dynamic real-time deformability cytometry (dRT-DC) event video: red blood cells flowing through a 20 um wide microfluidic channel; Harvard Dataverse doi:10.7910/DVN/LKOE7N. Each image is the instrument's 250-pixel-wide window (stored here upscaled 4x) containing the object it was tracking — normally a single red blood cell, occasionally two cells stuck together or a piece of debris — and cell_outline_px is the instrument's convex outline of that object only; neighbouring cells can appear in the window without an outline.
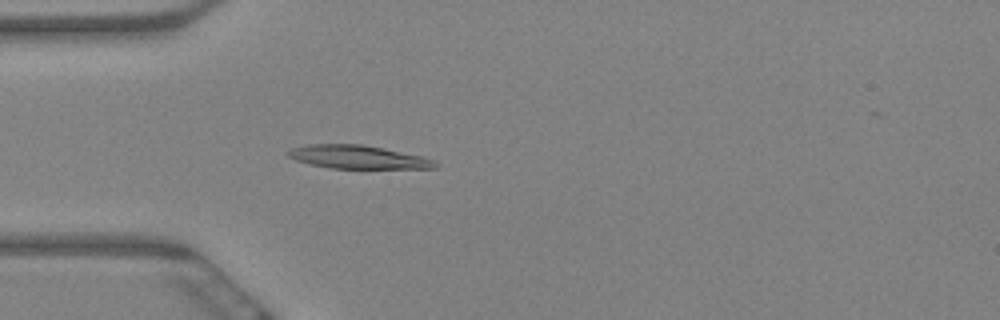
{"species": "Egyptian fruit bat (a non-hibernating species)", "species_latin": "Rousettus aegyptiacus", "temperature_condition": "warm", "stored_images_in_passage": 54, "camera_frame_rate_fps": 3000, "um_per_image_px": 0.085, "animal": {"sex": "female"}, "frame": {"image": 1, "passage_image": 11, "time_ms": 3.333, "image_size_px": [1000, 320], "cell_outline_px": [[440, 164], [436, 168], [332, 168], [312, 164], [296, 160], [288, 156], [284, 152], [292, 148], [308, 144], [364, 144], [424, 156]], "centroid_in_image_um": [30.43, 13.33], "position_along_channel_um": 54.6, "area_um2": 20.0}}
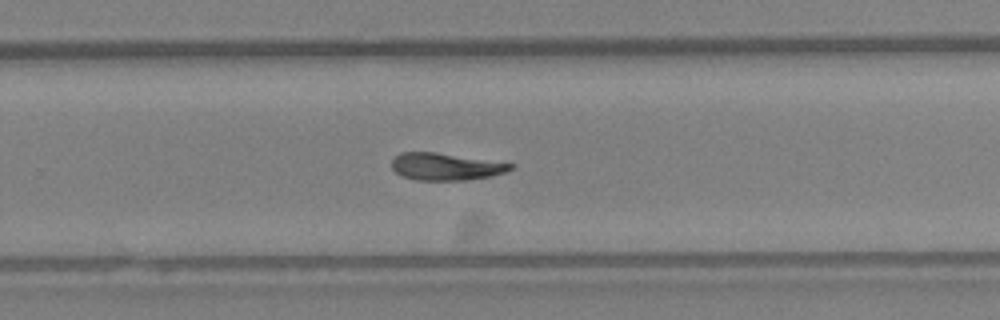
{"frame": {"image": 2, "passage_image": 33, "time_ms": 10.667, "image_size_px": [1000, 320], "cell_outline_px": [[516, 164], [512, 168], [504, 172], [492, 176], [464, 180], [416, 180], [404, 176], [396, 172], [392, 168], [392, 160], [400, 152], [436, 152]], "centroid_in_image_um": [37.88, 14.16], "position_along_channel_um": 291.9, "area_um2": 18.67}}
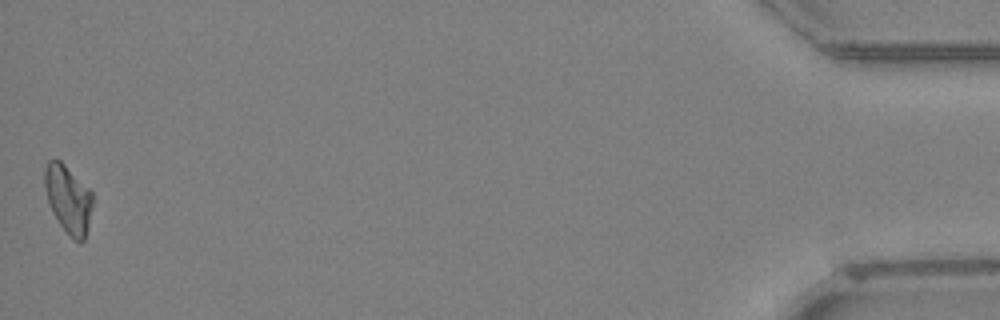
{"frame": {"image": 3, "passage_image": 54, "time_ms": 17.667, "image_size_px": [1000, 320], "cell_outline_px": [[92, 204], [88, 228], [84, 240], [80, 244], [72, 240], [60, 224], [52, 212], [48, 204], [44, 184], [44, 168], [48, 160], [60, 160], [92, 192]], "centroid_in_image_um": [5.78, 16.96], "position_along_channel_um": 429.4, "area_um2": 19.02}}